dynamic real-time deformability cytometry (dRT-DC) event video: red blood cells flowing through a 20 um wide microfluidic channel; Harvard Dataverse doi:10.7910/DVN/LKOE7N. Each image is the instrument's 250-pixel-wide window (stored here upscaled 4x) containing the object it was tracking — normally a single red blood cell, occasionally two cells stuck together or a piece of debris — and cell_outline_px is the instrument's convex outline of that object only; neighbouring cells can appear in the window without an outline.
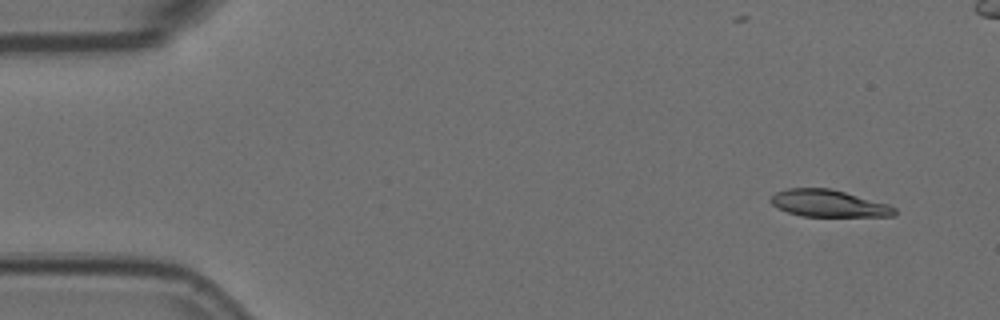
{"species": "Egyptian fruit bat (a non-hibernating species)", "species_latin": "Rousettus aegyptiacus", "temperature_condition": "room temperature", "stored_images_in_passage": 7, "camera_frame_rate_fps": 3000, "um_per_image_px": 0.085, "animal": {"sex": "female"}, "frame": {"image": 1, "passage_image": 1, "time_ms": 0.0, "image_size_px": [1000, 320], "cell_outline_px": [[896, 216], [800, 216], [788, 212], [772, 204], [768, 200], [776, 192], [788, 188], [832, 188], [888, 204], [896, 208]], "centroid_in_image_um": [70.44, 17.28], "position_along_channel_um": 14.6, "area_um2": 19.48}}